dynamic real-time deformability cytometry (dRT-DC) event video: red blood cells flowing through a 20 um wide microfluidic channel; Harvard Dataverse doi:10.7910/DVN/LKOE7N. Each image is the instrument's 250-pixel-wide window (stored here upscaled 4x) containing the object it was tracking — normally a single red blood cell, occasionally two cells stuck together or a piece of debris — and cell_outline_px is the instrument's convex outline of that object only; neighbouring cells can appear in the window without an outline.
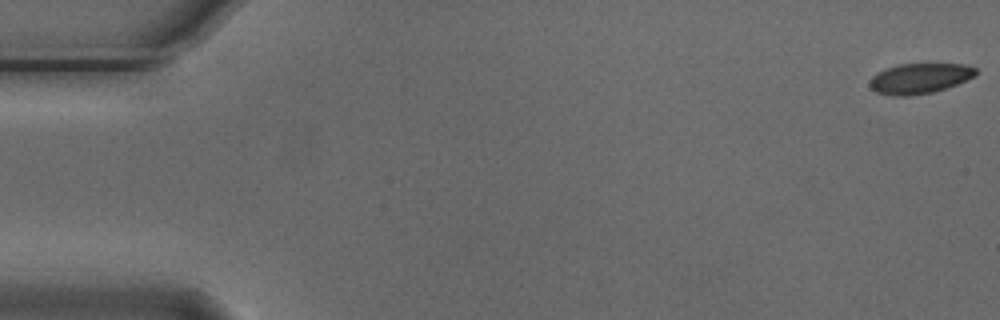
{"species": "Egyptian fruit bat (a non-hibernating species)", "species_latin": "Rousettus aegyptiacus", "temperature_condition": "cold", "stored_images_in_passage": 8, "camera_frame_rate_fps": 3000, "um_per_image_px": 0.085, "animal": {"sex": "male"}, "frame": {"image": 1, "passage_image": 1, "time_ms": 0.0, "image_size_px": [1000, 320], "cell_outline_px": [[976, 76], [956, 84], [932, 92], [908, 96], [892, 96], [876, 92], [868, 84], [872, 76], [888, 68], [900, 64], [964, 64], [976, 68]], "centroid_in_image_um": [78.17, 6.67], "position_along_channel_um": 6.8, "area_um2": 18.5}}
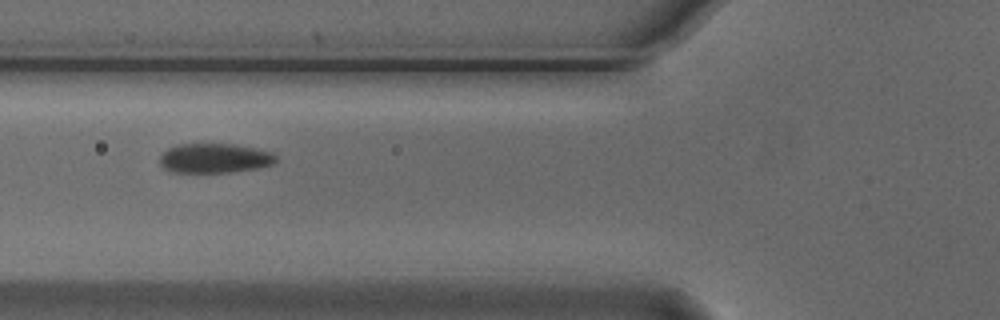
{"frame": {"image": 2, "passage_image": 6, "time_ms": 1.667, "image_size_px": [1000, 320], "cell_outline_px": [[276, 160], [272, 164], [256, 168], [232, 172], [172, 172], [164, 168], [160, 164], [160, 156], [168, 148], [176, 144], [232, 144], [272, 152], [276, 156]], "centroid_in_image_um": [18.2, 13.45], "position_along_channel_um": 107.6, "area_um2": 19.83}}
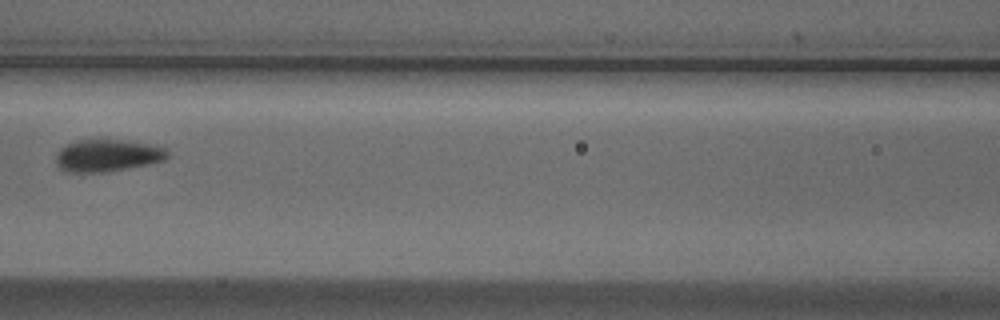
{"frame": {"image": 3, "passage_image": 7, "time_ms": 2.0, "image_size_px": [1000, 320], "cell_outline_px": [[168, 156], [164, 160], [148, 164], [104, 172], [68, 172], [60, 168], [56, 164], [56, 152], [60, 148], [76, 140], [124, 140], [164, 144], [168, 152]], "centroid_in_image_um": [9.19, 13.19], "position_along_channel_um": 157.4, "area_um2": 21.21}}